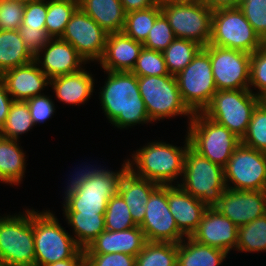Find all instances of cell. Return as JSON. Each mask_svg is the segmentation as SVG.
<instances>
[{
	"label": "cell",
	"mask_w": 266,
	"mask_h": 266,
	"mask_svg": "<svg viewBox=\"0 0 266 266\" xmlns=\"http://www.w3.org/2000/svg\"><path fill=\"white\" fill-rule=\"evenodd\" d=\"M104 72L108 76L100 89L99 99L109 123L120 130L152 123L139 92L138 77L126 71Z\"/></svg>",
	"instance_id": "cell-1"
},
{
	"label": "cell",
	"mask_w": 266,
	"mask_h": 266,
	"mask_svg": "<svg viewBox=\"0 0 266 266\" xmlns=\"http://www.w3.org/2000/svg\"><path fill=\"white\" fill-rule=\"evenodd\" d=\"M184 147H177L163 141H150L134 151L132 158L126 159L128 169L136 176L159 185H178L182 178L185 155L190 145L186 133ZM177 180V181H176Z\"/></svg>",
	"instance_id": "cell-2"
},
{
	"label": "cell",
	"mask_w": 266,
	"mask_h": 266,
	"mask_svg": "<svg viewBox=\"0 0 266 266\" xmlns=\"http://www.w3.org/2000/svg\"><path fill=\"white\" fill-rule=\"evenodd\" d=\"M23 212L0 216L2 266H35L33 209L26 208Z\"/></svg>",
	"instance_id": "cell-3"
},
{
	"label": "cell",
	"mask_w": 266,
	"mask_h": 266,
	"mask_svg": "<svg viewBox=\"0 0 266 266\" xmlns=\"http://www.w3.org/2000/svg\"><path fill=\"white\" fill-rule=\"evenodd\" d=\"M50 210L33 209L35 266H45L72 258L81 247Z\"/></svg>",
	"instance_id": "cell-4"
},
{
	"label": "cell",
	"mask_w": 266,
	"mask_h": 266,
	"mask_svg": "<svg viewBox=\"0 0 266 266\" xmlns=\"http://www.w3.org/2000/svg\"><path fill=\"white\" fill-rule=\"evenodd\" d=\"M178 184L207 207H214L226 189L224 168L212 163L190 145L185 155L183 175Z\"/></svg>",
	"instance_id": "cell-5"
},
{
	"label": "cell",
	"mask_w": 266,
	"mask_h": 266,
	"mask_svg": "<svg viewBox=\"0 0 266 266\" xmlns=\"http://www.w3.org/2000/svg\"><path fill=\"white\" fill-rule=\"evenodd\" d=\"M187 125L190 146L223 168L241 143V139L228 128L206 117L202 112L193 113Z\"/></svg>",
	"instance_id": "cell-6"
},
{
	"label": "cell",
	"mask_w": 266,
	"mask_h": 266,
	"mask_svg": "<svg viewBox=\"0 0 266 266\" xmlns=\"http://www.w3.org/2000/svg\"><path fill=\"white\" fill-rule=\"evenodd\" d=\"M138 87L151 122L187 116L189 124L193 113L182 100L175 75L138 77Z\"/></svg>",
	"instance_id": "cell-7"
},
{
	"label": "cell",
	"mask_w": 266,
	"mask_h": 266,
	"mask_svg": "<svg viewBox=\"0 0 266 266\" xmlns=\"http://www.w3.org/2000/svg\"><path fill=\"white\" fill-rule=\"evenodd\" d=\"M258 104L259 97L249 89L217 90L202 113L242 139Z\"/></svg>",
	"instance_id": "cell-8"
},
{
	"label": "cell",
	"mask_w": 266,
	"mask_h": 266,
	"mask_svg": "<svg viewBox=\"0 0 266 266\" xmlns=\"http://www.w3.org/2000/svg\"><path fill=\"white\" fill-rule=\"evenodd\" d=\"M264 43L238 7L213 11L210 45L252 54Z\"/></svg>",
	"instance_id": "cell-9"
},
{
	"label": "cell",
	"mask_w": 266,
	"mask_h": 266,
	"mask_svg": "<svg viewBox=\"0 0 266 266\" xmlns=\"http://www.w3.org/2000/svg\"><path fill=\"white\" fill-rule=\"evenodd\" d=\"M175 78L188 109L192 113L203 112L217 91L209 54L202 48Z\"/></svg>",
	"instance_id": "cell-10"
},
{
	"label": "cell",
	"mask_w": 266,
	"mask_h": 266,
	"mask_svg": "<svg viewBox=\"0 0 266 266\" xmlns=\"http://www.w3.org/2000/svg\"><path fill=\"white\" fill-rule=\"evenodd\" d=\"M128 169L124 160L118 171L103 170L100 174L86 180L76 195L63 202L64 212H81V214H105L108 201L118 193L120 179Z\"/></svg>",
	"instance_id": "cell-11"
},
{
	"label": "cell",
	"mask_w": 266,
	"mask_h": 266,
	"mask_svg": "<svg viewBox=\"0 0 266 266\" xmlns=\"http://www.w3.org/2000/svg\"><path fill=\"white\" fill-rule=\"evenodd\" d=\"M161 13L176 38L193 41L203 48L209 44L213 11L201 1L162 5Z\"/></svg>",
	"instance_id": "cell-12"
},
{
	"label": "cell",
	"mask_w": 266,
	"mask_h": 266,
	"mask_svg": "<svg viewBox=\"0 0 266 266\" xmlns=\"http://www.w3.org/2000/svg\"><path fill=\"white\" fill-rule=\"evenodd\" d=\"M226 188L266 191V153L240 143L224 167Z\"/></svg>",
	"instance_id": "cell-13"
},
{
	"label": "cell",
	"mask_w": 266,
	"mask_h": 266,
	"mask_svg": "<svg viewBox=\"0 0 266 266\" xmlns=\"http://www.w3.org/2000/svg\"><path fill=\"white\" fill-rule=\"evenodd\" d=\"M203 49L209 54L217 90L249 89L251 54L210 44Z\"/></svg>",
	"instance_id": "cell-14"
},
{
	"label": "cell",
	"mask_w": 266,
	"mask_h": 266,
	"mask_svg": "<svg viewBox=\"0 0 266 266\" xmlns=\"http://www.w3.org/2000/svg\"><path fill=\"white\" fill-rule=\"evenodd\" d=\"M108 34L80 7L73 13L60 39L70 43L89 64L99 62L105 52Z\"/></svg>",
	"instance_id": "cell-15"
},
{
	"label": "cell",
	"mask_w": 266,
	"mask_h": 266,
	"mask_svg": "<svg viewBox=\"0 0 266 266\" xmlns=\"http://www.w3.org/2000/svg\"><path fill=\"white\" fill-rule=\"evenodd\" d=\"M148 242L179 243L185 236L179 231L167 200V185H159L146 204L143 222L139 225Z\"/></svg>",
	"instance_id": "cell-16"
},
{
	"label": "cell",
	"mask_w": 266,
	"mask_h": 266,
	"mask_svg": "<svg viewBox=\"0 0 266 266\" xmlns=\"http://www.w3.org/2000/svg\"><path fill=\"white\" fill-rule=\"evenodd\" d=\"M214 208L240 227L266 214V191L226 188Z\"/></svg>",
	"instance_id": "cell-17"
},
{
	"label": "cell",
	"mask_w": 266,
	"mask_h": 266,
	"mask_svg": "<svg viewBox=\"0 0 266 266\" xmlns=\"http://www.w3.org/2000/svg\"><path fill=\"white\" fill-rule=\"evenodd\" d=\"M34 61L49 79L77 72L87 64L70 43L60 38H51Z\"/></svg>",
	"instance_id": "cell-18"
},
{
	"label": "cell",
	"mask_w": 266,
	"mask_h": 266,
	"mask_svg": "<svg viewBox=\"0 0 266 266\" xmlns=\"http://www.w3.org/2000/svg\"><path fill=\"white\" fill-rule=\"evenodd\" d=\"M195 241L226 251L236 250L238 227L214 207H208L197 229L190 236Z\"/></svg>",
	"instance_id": "cell-19"
},
{
	"label": "cell",
	"mask_w": 266,
	"mask_h": 266,
	"mask_svg": "<svg viewBox=\"0 0 266 266\" xmlns=\"http://www.w3.org/2000/svg\"><path fill=\"white\" fill-rule=\"evenodd\" d=\"M3 77L8 93L14 101H26L42 93L50 85V79L35 61L4 71Z\"/></svg>",
	"instance_id": "cell-20"
},
{
	"label": "cell",
	"mask_w": 266,
	"mask_h": 266,
	"mask_svg": "<svg viewBox=\"0 0 266 266\" xmlns=\"http://www.w3.org/2000/svg\"><path fill=\"white\" fill-rule=\"evenodd\" d=\"M167 200L179 231L185 237H190L208 207L176 184L167 185Z\"/></svg>",
	"instance_id": "cell-21"
},
{
	"label": "cell",
	"mask_w": 266,
	"mask_h": 266,
	"mask_svg": "<svg viewBox=\"0 0 266 266\" xmlns=\"http://www.w3.org/2000/svg\"><path fill=\"white\" fill-rule=\"evenodd\" d=\"M147 242L143 230L136 226L122 231L104 230L83 250L84 254L126 253L137 256Z\"/></svg>",
	"instance_id": "cell-22"
},
{
	"label": "cell",
	"mask_w": 266,
	"mask_h": 266,
	"mask_svg": "<svg viewBox=\"0 0 266 266\" xmlns=\"http://www.w3.org/2000/svg\"><path fill=\"white\" fill-rule=\"evenodd\" d=\"M143 47L142 42L123 32L108 34L105 52L98 64L104 71L131 72Z\"/></svg>",
	"instance_id": "cell-23"
},
{
	"label": "cell",
	"mask_w": 266,
	"mask_h": 266,
	"mask_svg": "<svg viewBox=\"0 0 266 266\" xmlns=\"http://www.w3.org/2000/svg\"><path fill=\"white\" fill-rule=\"evenodd\" d=\"M159 184L134 175L127 169L119 182L118 193L127 204L134 223L139 226L145 217L146 204Z\"/></svg>",
	"instance_id": "cell-24"
},
{
	"label": "cell",
	"mask_w": 266,
	"mask_h": 266,
	"mask_svg": "<svg viewBox=\"0 0 266 266\" xmlns=\"http://www.w3.org/2000/svg\"><path fill=\"white\" fill-rule=\"evenodd\" d=\"M94 76L85 71V68L67 75L50 79L57 100L60 102L78 105L85 104L93 95L95 79Z\"/></svg>",
	"instance_id": "cell-25"
},
{
	"label": "cell",
	"mask_w": 266,
	"mask_h": 266,
	"mask_svg": "<svg viewBox=\"0 0 266 266\" xmlns=\"http://www.w3.org/2000/svg\"><path fill=\"white\" fill-rule=\"evenodd\" d=\"M79 7L107 33L122 32L126 12L120 0H78Z\"/></svg>",
	"instance_id": "cell-26"
},
{
	"label": "cell",
	"mask_w": 266,
	"mask_h": 266,
	"mask_svg": "<svg viewBox=\"0 0 266 266\" xmlns=\"http://www.w3.org/2000/svg\"><path fill=\"white\" fill-rule=\"evenodd\" d=\"M227 256L226 251L201 244L191 237L177 244V266H220Z\"/></svg>",
	"instance_id": "cell-27"
},
{
	"label": "cell",
	"mask_w": 266,
	"mask_h": 266,
	"mask_svg": "<svg viewBox=\"0 0 266 266\" xmlns=\"http://www.w3.org/2000/svg\"><path fill=\"white\" fill-rule=\"evenodd\" d=\"M19 142L0 137V183L20 185L25 176L27 157Z\"/></svg>",
	"instance_id": "cell-28"
},
{
	"label": "cell",
	"mask_w": 266,
	"mask_h": 266,
	"mask_svg": "<svg viewBox=\"0 0 266 266\" xmlns=\"http://www.w3.org/2000/svg\"><path fill=\"white\" fill-rule=\"evenodd\" d=\"M34 61L19 30H0V75L11 68Z\"/></svg>",
	"instance_id": "cell-29"
},
{
	"label": "cell",
	"mask_w": 266,
	"mask_h": 266,
	"mask_svg": "<svg viewBox=\"0 0 266 266\" xmlns=\"http://www.w3.org/2000/svg\"><path fill=\"white\" fill-rule=\"evenodd\" d=\"M68 226H71L76 243L85 249L105 230L104 214H81L63 212Z\"/></svg>",
	"instance_id": "cell-30"
},
{
	"label": "cell",
	"mask_w": 266,
	"mask_h": 266,
	"mask_svg": "<svg viewBox=\"0 0 266 266\" xmlns=\"http://www.w3.org/2000/svg\"><path fill=\"white\" fill-rule=\"evenodd\" d=\"M161 6L152 7L126 13L122 32L135 41L144 42L156 19L161 15Z\"/></svg>",
	"instance_id": "cell-31"
},
{
	"label": "cell",
	"mask_w": 266,
	"mask_h": 266,
	"mask_svg": "<svg viewBox=\"0 0 266 266\" xmlns=\"http://www.w3.org/2000/svg\"><path fill=\"white\" fill-rule=\"evenodd\" d=\"M78 0H47L46 32L50 38H60L75 10Z\"/></svg>",
	"instance_id": "cell-32"
},
{
	"label": "cell",
	"mask_w": 266,
	"mask_h": 266,
	"mask_svg": "<svg viewBox=\"0 0 266 266\" xmlns=\"http://www.w3.org/2000/svg\"><path fill=\"white\" fill-rule=\"evenodd\" d=\"M203 47L193 41L175 38L163 51L169 74L176 75L182 71Z\"/></svg>",
	"instance_id": "cell-33"
},
{
	"label": "cell",
	"mask_w": 266,
	"mask_h": 266,
	"mask_svg": "<svg viewBox=\"0 0 266 266\" xmlns=\"http://www.w3.org/2000/svg\"><path fill=\"white\" fill-rule=\"evenodd\" d=\"M235 251L266 252V214L238 227Z\"/></svg>",
	"instance_id": "cell-34"
},
{
	"label": "cell",
	"mask_w": 266,
	"mask_h": 266,
	"mask_svg": "<svg viewBox=\"0 0 266 266\" xmlns=\"http://www.w3.org/2000/svg\"><path fill=\"white\" fill-rule=\"evenodd\" d=\"M136 266H177V243L147 242L136 256Z\"/></svg>",
	"instance_id": "cell-35"
},
{
	"label": "cell",
	"mask_w": 266,
	"mask_h": 266,
	"mask_svg": "<svg viewBox=\"0 0 266 266\" xmlns=\"http://www.w3.org/2000/svg\"><path fill=\"white\" fill-rule=\"evenodd\" d=\"M34 126L27 103L24 101H14L4 125L0 129V136L19 140L20 135L27 133Z\"/></svg>",
	"instance_id": "cell-36"
},
{
	"label": "cell",
	"mask_w": 266,
	"mask_h": 266,
	"mask_svg": "<svg viewBox=\"0 0 266 266\" xmlns=\"http://www.w3.org/2000/svg\"><path fill=\"white\" fill-rule=\"evenodd\" d=\"M104 221L105 230L108 231H122L137 226L131 217L125 200L119 193L108 201Z\"/></svg>",
	"instance_id": "cell-37"
},
{
	"label": "cell",
	"mask_w": 266,
	"mask_h": 266,
	"mask_svg": "<svg viewBox=\"0 0 266 266\" xmlns=\"http://www.w3.org/2000/svg\"><path fill=\"white\" fill-rule=\"evenodd\" d=\"M241 143L266 153V109L260 103L252 112L248 129Z\"/></svg>",
	"instance_id": "cell-38"
},
{
	"label": "cell",
	"mask_w": 266,
	"mask_h": 266,
	"mask_svg": "<svg viewBox=\"0 0 266 266\" xmlns=\"http://www.w3.org/2000/svg\"><path fill=\"white\" fill-rule=\"evenodd\" d=\"M131 72L137 77L170 75L166 67L163 52L144 47Z\"/></svg>",
	"instance_id": "cell-39"
},
{
	"label": "cell",
	"mask_w": 266,
	"mask_h": 266,
	"mask_svg": "<svg viewBox=\"0 0 266 266\" xmlns=\"http://www.w3.org/2000/svg\"><path fill=\"white\" fill-rule=\"evenodd\" d=\"M175 35L166 17L161 14L149 31L144 48L163 52L175 39Z\"/></svg>",
	"instance_id": "cell-40"
},
{
	"label": "cell",
	"mask_w": 266,
	"mask_h": 266,
	"mask_svg": "<svg viewBox=\"0 0 266 266\" xmlns=\"http://www.w3.org/2000/svg\"><path fill=\"white\" fill-rule=\"evenodd\" d=\"M238 8L266 43V0H240Z\"/></svg>",
	"instance_id": "cell-41"
},
{
	"label": "cell",
	"mask_w": 266,
	"mask_h": 266,
	"mask_svg": "<svg viewBox=\"0 0 266 266\" xmlns=\"http://www.w3.org/2000/svg\"><path fill=\"white\" fill-rule=\"evenodd\" d=\"M249 90L258 97L266 93V43L251 54Z\"/></svg>",
	"instance_id": "cell-42"
},
{
	"label": "cell",
	"mask_w": 266,
	"mask_h": 266,
	"mask_svg": "<svg viewBox=\"0 0 266 266\" xmlns=\"http://www.w3.org/2000/svg\"><path fill=\"white\" fill-rule=\"evenodd\" d=\"M25 4L0 0V30H19Z\"/></svg>",
	"instance_id": "cell-43"
},
{
	"label": "cell",
	"mask_w": 266,
	"mask_h": 266,
	"mask_svg": "<svg viewBox=\"0 0 266 266\" xmlns=\"http://www.w3.org/2000/svg\"><path fill=\"white\" fill-rule=\"evenodd\" d=\"M29 107L34 125L44 124L50 119L56 110L54 101L47 95L41 94L25 101Z\"/></svg>",
	"instance_id": "cell-44"
},
{
	"label": "cell",
	"mask_w": 266,
	"mask_h": 266,
	"mask_svg": "<svg viewBox=\"0 0 266 266\" xmlns=\"http://www.w3.org/2000/svg\"><path fill=\"white\" fill-rule=\"evenodd\" d=\"M90 266H136V256L126 253L84 254Z\"/></svg>",
	"instance_id": "cell-45"
},
{
	"label": "cell",
	"mask_w": 266,
	"mask_h": 266,
	"mask_svg": "<svg viewBox=\"0 0 266 266\" xmlns=\"http://www.w3.org/2000/svg\"><path fill=\"white\" fill-rule=\"evenodd\" d=\"M19 32L25 46L35 57L51 39L46 32V28H29V26H20Z\"/></svg>",
	"instance_id": "cell-46"
},
{
	"label": "cell",
	"mask_w": 266,
	"mask_h": 266,
	"mask_svg": "<svg viewBox=\"0 0 266 266\" xmlns=\"http://www.w3.org/2000/svg\"><path fill=\"white\" fill-rule=\"evenodd\" d=\"M47 0H36L25 4L22 26L46 28Z\"/></svg>",
	"instance_id": "cell-47"
},
{
	"label": "cell",
	"mask_w": 266,
	"mask_h": 266,
	"mask_svg": "<svg viewBox=\"0 0 266 266\" xmlns=\"http://www.w3.org/2000/svg\"><path fill=\"white\" fill-rule=\"evenodd\" d=\"M79 167L82 168V166H79ZM79 167H77L78 169L75 168V169H77V172L75 171V174L74 175L72 174L73 176L71 175L72 177L70 176L71 178L68 179L69 182L66 184L67 185L65 188L66 191L64 192V194H65V197L63 198L64 202L67 199H69L70 197L76 195L78 189L82 186V184L86 180H88L89 178H91L95 175L100 174L103 170L106 169V167L105 168H103V167L97 168L96 165L94 167V165L92 166L90 164H89V166H87V165H85V167L83 166L82 169Z\"/></svg>",
	"instance_id": "cell-48"
},
{
	"label": "cell",
	"mask_w": 266,
	"mask_h": 266,
	"mask_svg": "<svg viewBox=\"0 0 266 266\" xmlns=\"http://www.w3.org/2000/svg\"><path fill=\"white\" fill-rule=\"evenodd\" d=\"M13 102V98L7 91L5 81L0 75V129L3 127L6 121Z\"/></svg>",
	"instance_id": "cell-49"
},
{
	"label": "cell",
	"mask_w": 266,
	"mask_h": 266,
	"mask_svg": "<svg viewBox=\"0 0 266 266\" xmlns=\"http://www.w3.org/2000/svg\"><path fill=\"white\" fill-rule=\"evenodd\" d=\"M126 13L154 6L157 0H120Z\"/></svg>",
	"instance_id": "cell-50"
},
{
	"label": "cell",
	"mask_w": 266,
	"mask_h": 266,
	"mask_svg": "<svg viewBox=\"0 0 266 266\" xmlns=\"http://www.w3.org/2000/svg\"><path fill=\"white\" fill-rule=\"evenodd\" d=\"M203 4L209 7L212 11L222 8L238 7L240 0H200Z\"/></svg>",
	"instance_id": "cell-51"
},
{
	"label": "cell",
	"mask_w": 266,
	"mask_h": 266,
	"mask_svg": "<svg viewBox=\"0 0 266 266\" xmlns=\"http://www.w3.org/2000/svg\"><path fill=\"white\" fill-rule=\"evenodd\" d=\"M84 260V250L81 248L72 258L57 261L45 266H79Z\"/></svg>",
	"instance_id": "cell-52"
},
{
	"label": "cell",
	"mask_w": 266,
	"mask_h": 266,
	"mask_svg": "<svg viewBox=\"0 0 266 266\" xmlns=\"http://www.w3.org/2000/svg\"><path fill=\"white\" fill-rule=\"evenodd\" d=\"M194 2H200V0H157V3L162 5H167L170 3H194Z\"/></svg>",
	"instance_id": "cell-53"
},
{
	"label": "cell",
	"mask_w": 266,
	"mask_h": 266,
	"mask_svg": "<svg viewBox=\"0 0 266 266\" xmlns=\"http://www.w3.org/2000/svg\"><path fill=\"white\" fill-rule=\"evenodd\" d=\"M259 103L266 109V93L259 97Z\"/></svg>",
	"instance_id": "cell-54"
},
{
	"label": "cell",
	"mask_w": 266,
	"mask_h": 266,
	"mask_svg": "<svg viewBox=\"0 0 266 266\" xmlns=\"http://www.w3.org/2000/svg\"><path fill=\"white\" fill-rule=\"evenodd\" d=\"M2 1L19 2V3H22V4H26V3H30V2L36 1V0H2Z\"/></svg>",
	"instance_id": "cell-55"
},
{
	"label": "cell",
	"mask_w": 266,
	"mask_h": 266,
	"mask_svg": "<svg viewBox=\"0 0 266 266\" xmlns=\"http://www.w3.org/2000/svg\"><path fill=\"white\" fill-rule=\"evenodd\" d=\"M79 266H90L85 260Z\"/></svg>",
	"instance_id": "cell-56"
}]
</instances>
